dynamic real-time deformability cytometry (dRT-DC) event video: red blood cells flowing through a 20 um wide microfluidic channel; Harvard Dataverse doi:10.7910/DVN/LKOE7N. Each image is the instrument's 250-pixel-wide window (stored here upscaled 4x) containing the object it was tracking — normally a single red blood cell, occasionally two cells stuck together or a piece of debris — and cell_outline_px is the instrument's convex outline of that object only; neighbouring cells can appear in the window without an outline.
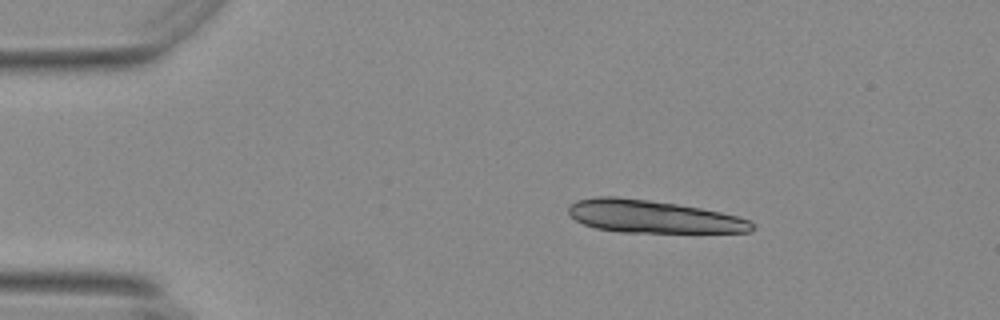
{"species": "Egyptian fruit bat (a non-hibernating species)", "species_latin": "Rousettus aegyptiacus", "temperature_condition": "warm", "stored_images_in_passage": 5, "segment_of_instrument_passage": [1, 2], "camera_frame_rate_fps": 3000, "um_per_image_px": 0.085, "animal": {"sex": "female"}, "frame": {"image": 1, "passage_image": 1, "time_ms": 0.0, "image_size_px": [1000, 320], "cell_outline_px": [[756, 228], [748, 232], [620, 232], [596, 228], [584, 224], [576, 220], [568, 212], [568, 208], [576, 200], [596, 196], [616, 196], [648, 200], [676, 204], [700, 208], [720, 212], [736, 216], [748, 220], [756, 224]], "centroid_in_image_um": [55.49, 18.41], "position_along_channel_um": 29.5, "area_um2": 34.74}}